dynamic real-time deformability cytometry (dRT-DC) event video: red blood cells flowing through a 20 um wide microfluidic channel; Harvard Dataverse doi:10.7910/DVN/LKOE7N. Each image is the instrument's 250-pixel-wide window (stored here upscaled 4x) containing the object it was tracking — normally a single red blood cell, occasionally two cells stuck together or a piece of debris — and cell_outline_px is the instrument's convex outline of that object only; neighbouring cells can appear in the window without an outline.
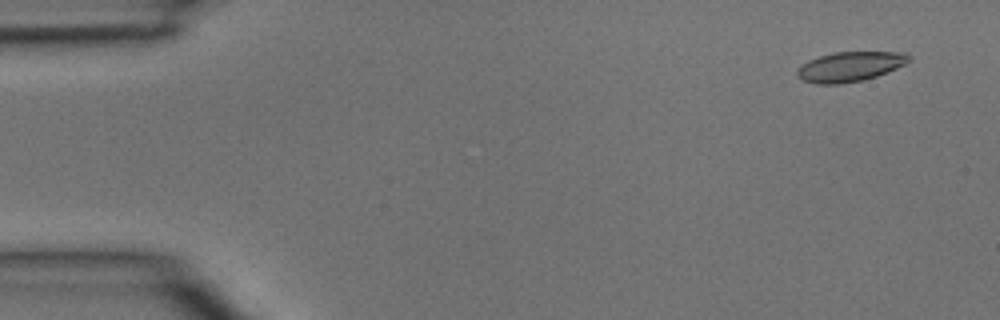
{"species": "common noctule bat (a hibernating species)", "species_latin": "Nyctalus noctula", "temperature_condition": "room temperature", "stored_images_in_passage": 3, "camera_frame_rate_fps": 3000, "um_per_image_px": 0.085, "animal": {"sex": "male", "body_mass_g": 15.6}, "frame": {"image": 1, "passage_image": 1, "time_ms": 0.0, "image_size_px": [1000, 320], "cell_outline_px": [[912, 60], [896, 68], [876, 76], [864, 80], [840, 84], [816, 84], [804, 80], [796, 76], [796, 72], [808, 60], [832, 52], [904, 52], [912, 56]], "centroid_in_image_um": [72.27, 5.66], "position_along_channel_um": 12.7, "area_um2": 19.36}}